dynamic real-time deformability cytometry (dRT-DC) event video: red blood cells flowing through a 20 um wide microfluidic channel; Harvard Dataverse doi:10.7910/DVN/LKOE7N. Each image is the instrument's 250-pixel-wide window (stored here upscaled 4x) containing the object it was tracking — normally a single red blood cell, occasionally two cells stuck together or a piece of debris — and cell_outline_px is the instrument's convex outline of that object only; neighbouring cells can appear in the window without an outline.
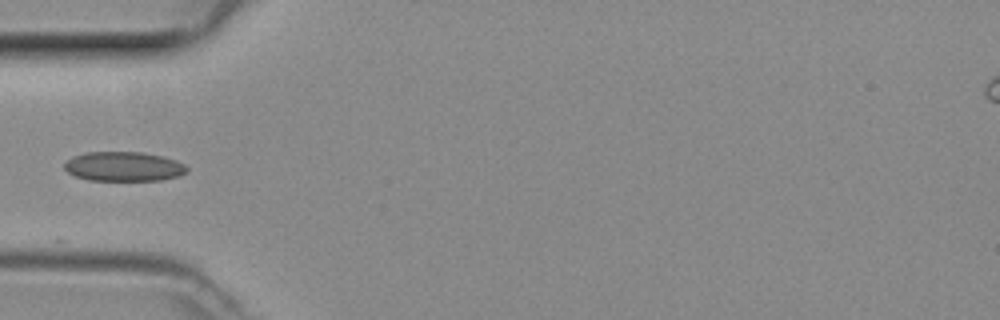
{"species": "common noctule bat (a hibernating species)", "species_latin": "Nyctalus noctula", "temperature_condition": "room temperature", "stored_images_in_passage": 9, "camera_frame_rate_fps": 3000, "um_per_image_px": 0.085, "animal": {"sex": "female", "body_mass_g": 29.2, "forearm_length_mm": 56.3}, "frame": {"image": 1, "passage_image": 1, "time_ms": 0.0, "image_size_px": [1000, 320], "cell_outline_px": [[188, 172], [176, 176], [160, 180], [88, 180], [76, 176], [68, 172], [64, 168], [64, 164], [72, 156], [84, 152], [140, 152], [164, 156], [176, 160], [184, 164], [188, 168]], "centroid_in_image_um": [10.51, 14.14], "position_along_channel_um": 74.5, "area_um2": 21.04}}
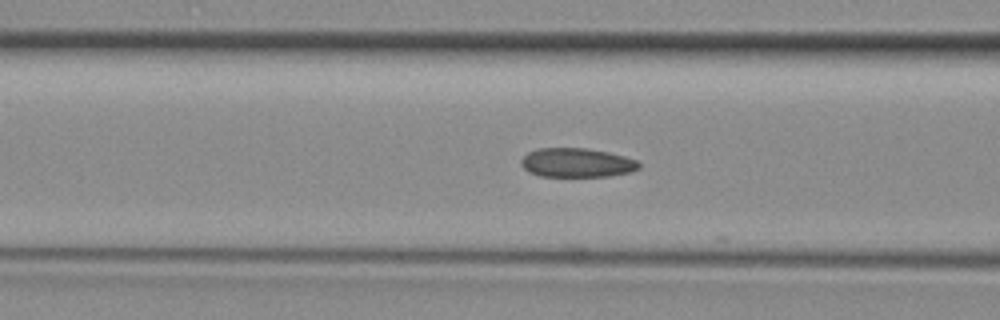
{"frame": {"image": 2, "passage_image": 4, "time_ms": 1.0, "image_size_px": [1000, 320], "cell_outline_px": [[640, 168], [632, 172], [608, 176], [540, 176], [528, 172], [520, 164], [520, 160], [528, 152], [536, 148], [588, 148], [608, 152], [624, 156], [636, 160], [640, 164]], "centroid_in_image_um": [49.02, 13.82], "position_along_channel_um": 117.6, "area_um2": 20.11}}
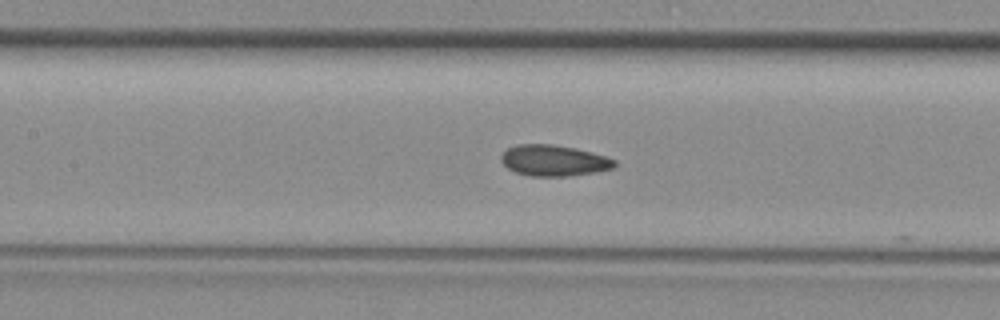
{"frame": {"image": 3, "passage_image": 7, "time_ms": 2.0, "image_size_px": [1000, 320], "cell_outline_px": [[616, 164], [612, 168], [596, 172], [572, 176], [528, 176], [516, 172], [508, 168], [500, 160], [500, 156], [508, 148], [516, 144], [552, 144], [576, 148], [604, 156], [616, 160]], "centroid_in_image_um": [47.06, 13.65], "position_along_channel_um": 160.3, "area_um2": 20.52}}